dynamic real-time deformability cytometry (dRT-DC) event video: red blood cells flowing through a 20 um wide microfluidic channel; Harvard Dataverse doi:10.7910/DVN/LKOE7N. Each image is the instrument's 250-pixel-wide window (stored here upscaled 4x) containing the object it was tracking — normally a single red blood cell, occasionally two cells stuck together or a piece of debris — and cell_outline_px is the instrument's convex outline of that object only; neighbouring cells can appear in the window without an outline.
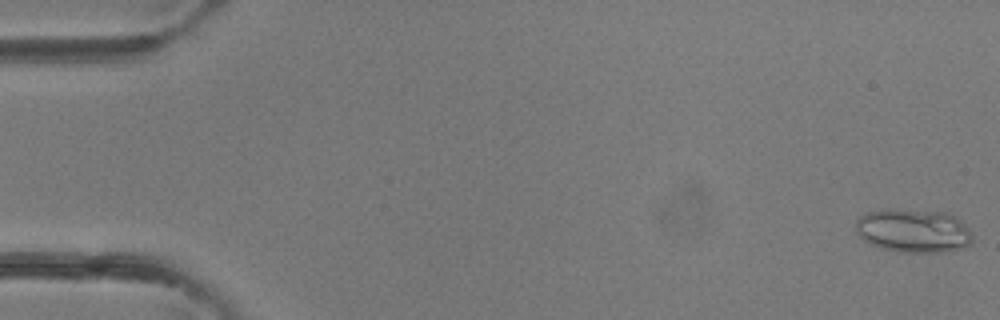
{"species": "common noctule bat (a hibernating species)", "species_latin": "Nyctalus noctula", "temperature_condition": "room temperature", "stored_images_in_passage": 43, "camera_frame_rate_fps": 3000, "um_per_image_px": 0.085, "animal": {"sex": "female"}, "frame": {"image": 1, "passage_image": 1, "time_ms": 0.0, "image_size_px": [1000, 320], "cell_outline_px": [[972, 244], [964, 248], [944, 252], [896, 252], [880, 248], [864, 240], [856, 232], [856, 220], [860, 216], [868, 212], [884, 208], [892, 208], [944, 212], [956, 216], [964, 224], [972, 236]], "centroid_in_image_um": [77.63, 19.61], "position_along_channel_um": 7.4, "area_um2": 30.06}}
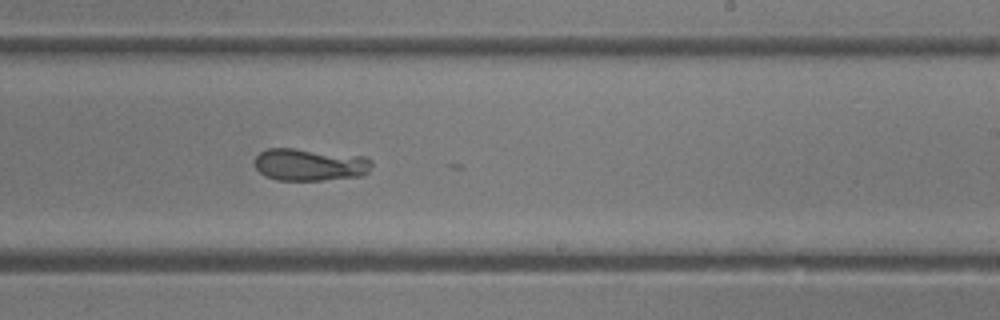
{"frame": {"image": 2, "passage_image": 26, "time_ms": 8.333, "image_size_px": [1000, 320], "cell_outline_px": [[372, 164], [368, 172], [364, 176], [324, 180], [276, 180], [264, 176], [256, 168], [256, 156], [260, 152], [268, 148], [292, 148], [368, 156], [372, 160]], "centroid_in_image_um": [26.39, 13.99], "position_along_channel_um": 262.6, "area_um2": 22.31}}
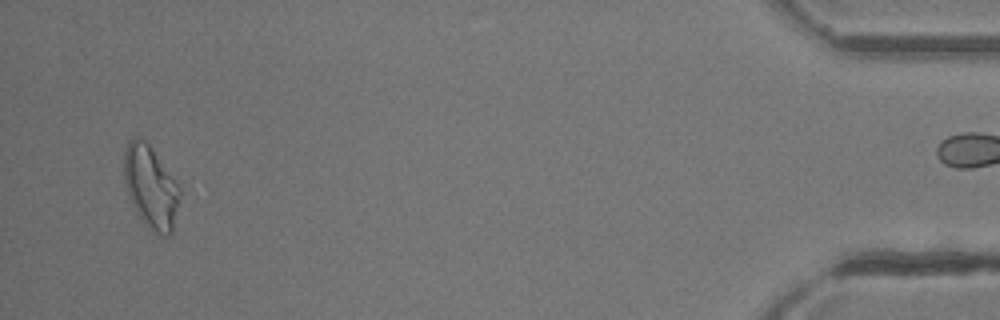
{"frame": {"image": 3, "passage_image": 41, "time_ms": 13.333, "image_size_px": [1000, 320], "cell_outline_px": [[180, 192], [172, 232], [168, 236], [164, 236], [156, 232], [136, 212], [128, 192], [124, 176], [124, 152], [128, 140], [132, 136], [136, 136], [144, 140], [148, 144], [176, 180], [180, 188]], "centroid_in_image_um": [12.81, 15.83], "position_along_channel_um": 422.4, "area_um2": 26.13}}